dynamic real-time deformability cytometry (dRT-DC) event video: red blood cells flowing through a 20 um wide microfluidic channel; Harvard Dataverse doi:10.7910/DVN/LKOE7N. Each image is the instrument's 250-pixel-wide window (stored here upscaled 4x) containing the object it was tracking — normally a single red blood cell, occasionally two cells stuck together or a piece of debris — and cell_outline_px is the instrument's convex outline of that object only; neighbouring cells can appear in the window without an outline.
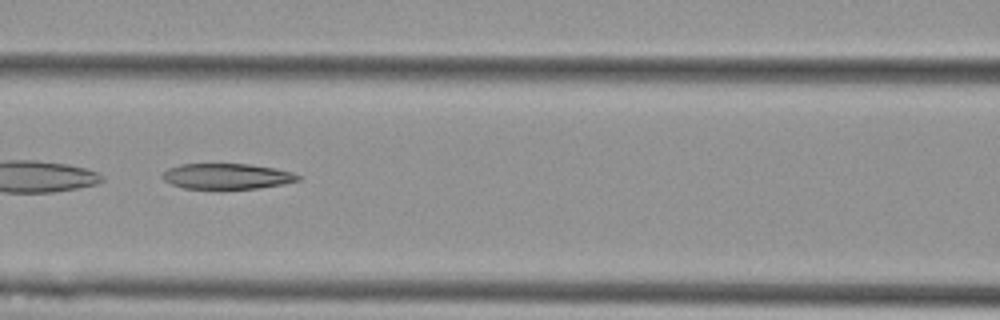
{"species": "Egyptian fruit bat (a non-hibernating species)", "species_latin": "Rousettus aegyptiacus", "temperature_condition": "cold", "stored_images_in_passage": 52, "camera_frame_rate_fps": 3000, "um_per_image_px": 0.085, "animal": {"sex": "female"}, "frame": {"image": 1, "passage_image": 23, "time_ms": 7.333, "image_size_px": [1000, 320], "cell_outline_px": [[300, 180], [284, 184], [256, 188], [184, 188], [172, 184], [164, 180], [160, 176], [168, 168], [180, 164], [248, 164], [276, 168], [292, 172], [300, 176]], "centroid_in_image_um": [19.29, 14.97], "position_along_channel_um": 147.3, "area_um2": 20.06}}
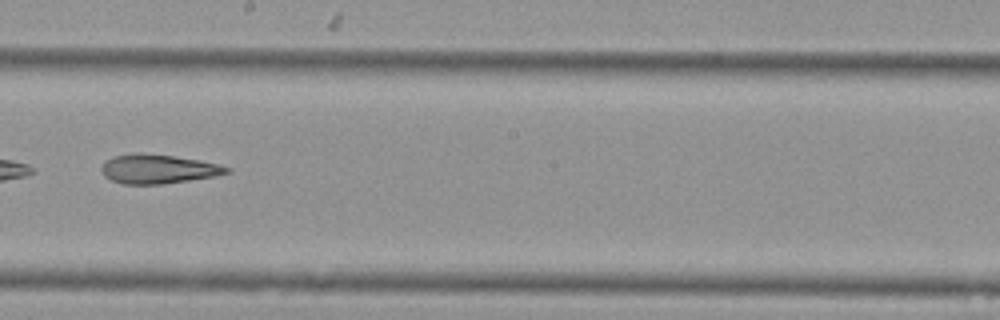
{"frame": {"image": 2, "passage_image": 30, "time_ms": 9.667, "image_size_px": [1000, 320], "cell_outline_px": [[232, 172], [216, 176], [160, 184], [124, 184], [112, 180], [104, 176], [100, 168], [112, 156], [172, 156], [220, 164], [232, 168]], "centroid_in_image_um": [13.52, 14.41], "position_along_channel_um": 234.7, "area_um2": 20.29}}